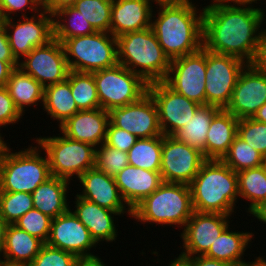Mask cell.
Listing matches in <instances>:
<instances>
[{
    "label": "cell",
    "instance_id": "6da1fadb",
    "mask_svg": "<svg viewBox=\"0 0 266 266\" xmlns=\"http://www.w3.org/2000/svg\"><path fill=\"white\" fill-rule=\"evenodd\" d=\"M204 7L203 48L252 64L256 58L265 9L232 8L211 0ZM261 30H260V29Z\"/></svg>",
    "mask_w": 266,
    "mask_h": 266
},
{
    "label": "cell",
    "instance_id": "7a4b0ae2",
    "mask_svg": "<svg viewBox=\"0 0 266 266\" xmlns=\"http://www.w3.org/2000/svg\"><path fill=\"white\" fill-rule=\"evenodd\" d=\"M156 5L158 16L152 13L151 29L170 61L203 47L204 7L198 11L192 0L157 1Z\"/></svg>",
    "mask_w": 266,
    "mask_h": 266
},
{
    "label": "cell",
    "instance_id": "3957f363",
    "mask_svg": "<svg viewBox=\"0 0 266 266\" xmlns=\"http://www.w3.org/2000/svg\"><path fill=\"white\" fill-rule=\"evenodd\" d=\"M194 211L232 215L239 197L237 173L222 160H206L190 184Z\"/></svg>",
    "mask_w": 266,
    "mask_h": 266
},
{
    "label": "cell",
    "instance_id": "277c9868",
    "mask_svg": "<svg viewBox=\"0 0 266 266\" xmlns=\"http://www.w3.org/2000/svg\"><path fill=\"white\" fill-rule=\"evenodd\" d=\"M116 39L119 64L141 76L148 84L165 80L171 61L151 27L122 34Z\"/></svg>",
    "mask_w": 266,
    "mask_h": 266
},
{
    "label": "cell",
    "instance_id": "5b68a950",
    "mask_svg": "<svg viewBox=\"0 0 266 266\" xmlns=\"http://www.w3.org/2000/svg\"><path fill=\"white\" fill-rule=\"evenodd\" d=\"M190 185L163 182L132 210L137 222L179 226L183 229L193 215Z\"/></svg>",
    "mask_w": 266,
    "mask_h": 266
},
{
    "label": "cell",
    "instance_id": "8992f818",
    "mask_svg": "<svg viewBox=\"0 0 266 266\" xmlns=\"http://www.w3.org/2000/svg\"><path fill=\"white\" fill-rule=\"evenodd\" d=\"M35 146L18 152L7 147L0 159V192L33 193L51 177L46 154L42 157L40 146Z\"/></svg>",
    "mask_w": 266,
    "mask_h": 266
},
{
    "label": "cell",
    "instance_id": "52a82bcc",
    "mask_svg": "<svg viewBox=\"0 0 266 266\" xmlns=\"http://www.w3.org/2000/svg\"><path fill=\"white\" fill-rule=\"evenodd\" d=\"M58 135L34 138V143L44 150L48 158L51 176L71 182L72 176L79 178L88 169L94 168L96 147Z\"/></svg>",
    "mask_w": 266,
    "mask_h": 266
},
{
    "label": "cell",
    "instance_id": "ba28073f",
    "mask_svg": "<svg viewBox=\"0 0 266 266\" xmlns=\"http://www.w3.org/2000/svg\"><path fill=\"white\" fill-rule=\"evenodd\" d=\"M62 44L72 71L92 73L118 64L117 39L111 33L96 31Z\"/></svg>",
    "mask_w": 266,
    "mask_h": 266
},
{
    "label": "cell",
    "instance_id": "9c48e42d",
    "mask_svg": "<svg viewBox=\"0 0 266 266\" xmlns=\"http://www.w3.org/2000/svg\"><path fill=\"white\" fill-rule=\"evenodd\" d=\"M100 108L110 111L139 101L148 93V83L121 64L92 72Z\"/></svg>",
    "mask_w": 266,
    "mask_h": 266
},
{
    "label": "cell",
    "instance_id": "30bf717a",
    "mask_svg": "<svg viewBox=\"0 0 266 266\" xmlns=\"http://www.w3.org/2000/svg\"><path fill=\"white\" fill-rule=\"evenodd\" d=\"M247 64L238 57L206 49V105L225 109L231 100L239 74Z\"/></svg>",
    "mask_w": 266,
    "mask_h": 266
},
{
    "label": "cell",
    "instance_id": "8fae6325",
    "mask_svg": "<svg viewBox=\"0 0 266 266\" xmlns=\"http://www.w3.org/2000/svg\"><path fill=\"white\" fill-rule=\"evenodd\" d=\"M14 22L15 18L5 19L3 25L7 34L12 55L19 62L35 47L47 44L54 38L53 14L42 9L37 14ZM22 57V58H21Z\"/></svg>",
    "mask_w": 266,
    "mask_h": 266
},
{
    "label": "cell",
    "instance_id": "7c38bea8",
    "mask_svg": "<svg viewBox=\"0 0 266 266\" xmlns=\"http://www.w3.org/2000/svg\"><path fill=\"white\" fill-rule=\"evenodd\" d=\"M206 49L171 60L164 82L177 93L206 105Z\"/></svg>",
    "mask_w": 266,
    "mask_h": 266
},
{
    "label": "cell",
    "instance_id": "4fadbf2b",
    "mask_svg": "<svg viewBox=\"0 0 266 266\" xmlns=\"http://www.w3.org/2000/svg\"><path fill=\"white\" fill-rule=\"evenodd\" d=\"M205 161L200 150L163 135L160 166L163 182L190 185Z\"/></svg>",
    "mask_w": 266,
    "mask_h": 266
},
{
    "label": "cell",
    "instance_id": "5bb4252c",
    "mask_svg": "<svg viewBox=\"0 0 266 266\" xmlns=\"http://www.w3.org/2000/svg\"><path fill=\"white\" fill-rule=\"evenodd\" d=\"M23 59L19 67L43 87L66 80L70 72L63 44L55 38L35 47Z\"/></svg>",
    "mask_w": 266,
    "mask_h": 266
},
{
    "label": "cell",
    "instance_id": "9a60e30c",
    "mask_svg": "<svg viewBox=\"0 0 266 266\" xmlns=\"http://www.w3.org/2000/svg\"><path fill=\"white\" fill-rule=\"evenodd\" d=\"M148 93L156 103L163 135L173 136L201 106L174 91L164 81L149 83Z\"/></svg>",
    "mask_w": 266,
    "mask_h": 266
},
{
    "label": "cell",
    "instance_id": "2e32d148",
    "mask_svg": "<svg viewBox=\"0 0 266 266\" xmlns=\"http://www.w3.org/2000/svg\"><path fill=\"white\" fill-rule=\"evenodd\" d=\"M109 121L138 139L163 135L158 109L152 96L147 93L139 101L109 111Z\"/></svg>",
    "mask_w": 266,
    "mask_h": 266
},
{
    "label": "cell",
    "instance_id": "e0dca14e",
    "mask_svg": "<svg viewBox=\"0 0 266 266\" xmlns=\"http://www.w3.org/2000/svg\"><path fill=\"white\" fill-rule=\"evenodd\" d=\"M230 217L225 214L194 211L180 233L183 241L180 255L184 257L204 256L211 244L230 224Z\"/></svg>",
    "mask_w": 266,
    "mask_h": 266
},
{
    "label": "cell",
    "instance_id": "ac0fdd59",
    "mask_svg": "<svg viewBox=\"0 0 266 266\" xmlns=\"http://www.w3.org/2000/svg\"><path fill=\"white\" fill-rule=\"evenodd\" d=\"M266 103V73L247 64L239 74L232 97L225 108L237 119L253 117Z\"/></svg>",
    "mask_w": 266,
    "mask_h": 266
},
{
    "label": "cell",
    "instance_id": "d6986e66",
    "mask_svg": "<svg viewBox=\"0 0 266 266\" xmlns=\"http://www.w3.org/2000/svg\"><path fill=\"white\" fill-rule=\"evenodd\" d=\"M46 243L76 257L95 256L90 250L97 246L86 226L72 213L71 207L66 213L52 219Z\"/></svg>",
    "mask_w": 266,
    "mask_h": 266
},
{
    "label": "cell",
    "instance_id": "ffe728a7",
    "mask_svg": "<svg viewBox=\"0 0 266 266\" xmlns=\"http://www.w3.org/2000/svg\"><path fill=\"white\" fill-rule=\"evenodd\" d=\"M77 180L82 185V194L76 195L116 212H132L123 200L115 178L101 170L88 169Z\"/></svg>",
    "mask_w": 266,
    "mask_h": 266
},
{
    "label": "cell",
    "instance_id": "44dd1931",
    "mask_svg": "<svg viewBox=\"0 0 266 266\" xmlns=\"http://www.w3.org/2000/svg\"><path fill=\"white\" fill-rule=\"evenodd\" d=\"M109 111L102 108L79 110L59 126L61 134L68 138L99 147L105 143Z\"/></svg>",
    "mask_w": 266,
    "mask_h": 266
},
{
    "label": "cell",
    "instance_id": "7402d4cb",
    "mask_svg": "<svg viewBox=\"0 0 266 266\" xmlns=\"http://www.w3.org/2000/svg\"><path fill=\"white\" fill-rule=\"evenodd\" d=\"M75 210L72 213L86 226L95 243L113 242L117 240V229L114 216L124 213L132 217V212H116L97 205L94 202L75 195Z\"/></svg>",
    "mask_w": 266,
    "mask_h": 266
},
{
    "label": "cell",
    "instance_id": "603a6c76",
    "mask_svg": "<svg viewBox=\"0 0 266 266\" xmlns=\"http://www.w3.org/2000/svg\"><path fill=\"white\" fill-rule=\"evenodd\" d=\"M155 0H113L110 33L114 37L151 27Z\"/></svg>",
    "mask_w": 266,
    "mask_h": 266
},
{
    "label": "cell",
    "instance_id": "cb8c5ba5",
    "mask_svg": "<svg viewBox=\"0 0 266 266\" xmlns=\"http://www.w3.org/2000/svg\"><path fill=\"white\" fill-rule=\"evenodd\" d=\"M114 178L123 200L131 210L163 183L160 172L131 165L126 166Z\"/></svg>",
    "mask_w": 266,
    "mask_h": 266
},
{
    "label": "cell",
    "instance_id": "d4e9b609",
    "mask_svg": "<svg viewBox=\"0 0 266 266\" xmlns=\"http://www.w3.org/2000/svg\"><path fill=\"white\" fill-rule=\"evenodd\" d=\"M237 119L225 109H220L212 118L206 136L205 159L222 160L237 136Z\"/></svg>",
    "mask_w": 266,
    "mask_h": 266
},
{
    "label": "cell",
    "instance_id": "484cf974",
    "mask_svg": "<svg viewBox=\"0 0 266 266\" xmlns=\"http://www.w3.org/2000/svg\"><path fill=\"white\" fill-rule=\"evenodd\" d=\"M69 184V180L51 176L32 193L33 207L52 219L66 213L70 209Z\"/></svg>",
    "mask_w": 266,
    "mask_h": 266
},
{
    "label": "cell",
    "instance_id": "4316f807",
    "mask_svg": "<svg viewBox=\"0 0 266 266\" xmlns=\"http://www.w3.org/2000/svg\"><path fill=\"white\" fill-rule=\"evenodd\" d=\"M228 225L211 244L208 252L204 255L211 259L225 261L233 266H242L246 261L243 260L244 252L251 245L253 232L231 231Z\"/></svg>",
    "mask_w": 266,
    "mask_h": 266
},
{
    "label": "cell",
    "instance_id": "83f0119b",
    "mask_svg": "<svg viewBox=\"0 0 266 266\" xmlns=\"http://www.w3.org/2000/svg\"><path fill=\"white\" fill-rule=\"evenodd\" d=\"M43 244L40 239L31 236L16 225L8 224L2 258L11 263L29 265Z\"/></svg>",
    "mask_w": 266,
    "mask_h": 266
},
{
    "label": "cell",
    "instance_id": "f1b7e54d",
    "mask_svg": "<svg viewBox=\"0 0 266 266\" xmlns=\"http://www.w3.org/2000/svg\"><path fill=\"white\" fill-rule=\"evenodd\" d=\"M5 87L22 115L25 107L37 106L40 101L43 105L44 87L20 67L11 71Z\"/></svg>",
    "mask_w": 266,
    "mask_h": 266
},
{
    "label": "cell",
    "instance_id": "f546056e",
    "mask_svg": "<svg viewBox=\"0 0 266 266\" xmlns=\"http://www.w3.org/2000/svg\"><path fill=\"white\" fill-rule=\"evenodd\" d=\"M43 110L50 118L59 122L58 126L79 111L73 99L68 79L44 87Z\"/></svg>",
    "mask_w": 266,
    "mask_h": 266
},
{
    "label": "cell",
    "instance_id": "4dcf8cb0",
    "mask_svg": "<svg viewBox=\"0 0 266 266\" xmlns=\"http://www.w3.org/2000/svg\"><path fill=\"white\" fill-rule=\"evenodd\" d=\"M219 110L220 108L217 106L201 105L193 117L173 137L200 150L205 157L207 132L212 118Z\"/></svg>",
    "mask_w": 266,
    "mask_h": 266
},
{
    "label": "cell",
    "instance_id": "1f68e13d",
    "mask_svg": "<svg viewBox=\"0 0 266 266\" xmlns=\"http://www.w3.org/2000/svg\"><path fill=\"white\" fill-rule=\"evenodd\" d=\"M53 29L54 38L61 43L69 38L96 32L73 5L62 7L53 13Z\"/></svg>",
    "mask_w": 266,
    "mask_h": 266
},
{
    "label": "cell",
    "instance_id": "d6a6232c",
    "mask_svg": "<svg viewBox=\"0 0 266 266\" xmlns=\"http://www.w3.org/2000/svg\"><path fill=\"white\" fill-rule=\"evenodd\" d=\"M239 198L250 202L247 213L255 210L266 200V168L264 165L237 173Z\"/></svg>",
    "mask_w": 266,
    "mask_h": 266
},
{
    "label": "cell",
    "instance_id": "836d02e7",
    "mask_svg": "<svg viewBox=\"0 0 266 266\" xmlns=\"http://www.w3.org/2000/svg\"><path fill=\"white\" fill-rule=\"evenodd\" d=\"M162 144L163 135L137 139L127 152L129 165L160 172Z\"/></svg>",
    "mask_w": 266,
    "mask_h": 266
},
{
    "label": "cell",
    "instance_id": "e575fe53",
    "mask_svg": "<svg viewBox=\"0 0 266 266\" xmlns=\"http://www.w3.org/2000/svg\"><path fill=\"white\" fill-rule=\"evenodd\" d=\"M67 79L70 82V90L79 110L100 108L93 73L70 70Z\"/></svg>",
    "mask_w": 266,
    "mask_h": 266
},
{
    "label": "cell",
    "instance_id": "d590c367",
    "mask_svg": "<svg viewBox=\"0 0 266 266\" xmlns=\"http://www.w3.org/2000/svg\"><path fill=\"white\" fill-rule=\"evenodd\" d=\"M222 161L233 171L238 173L245 169L262 166L264 164V157L249 144L236 136Z\"/></svg>",
    "mask_w": 266,
    "mask_h": 266
},
{
    "label": "cell",
    "instance_id": "8d00e7d4",
    "mask_svg": "<svg viewBox=\"0 0 266 266\" xmlns=\"http://www.w3.org/2000/svg\"><path fill=\"white\" fill-rule=\"evenodd\" d=\"M113 0H78L73 6L95 31L110 33Z\"/></svg>",
    "mask_w": 266,
    "mask_h": 266
},
{
    "label": "cell",
    "instance_id": "74e56055",
    "mask_svg": "<svg viewBox=\"0 0 266 266\" xmlns=\"http://www.w3.org/2000/svg\"><path fill=\"white\" fill-rule=\"evenodd\" d=\"M33 208L32 193L0 192V218L7 224H15Z\"/></svg>",
    "mask_w": 266,
    "mask_h": 266
},
{
    "label": "cell",
    "instance_id": "f35d334b",
    "mask_svg": "<svg viewBox=\"0 0 266 266\" xmlns=\"http://www.w3.org/2000/svg\"><path fill=\"white\" fill-rule=\"evenodd\" d=\"M129 165L128 153L102 143L96 148L95 168L115 177Z\"/></svg>",
    "mask_w": 266,
    "mask_h": 266
},
{
    "label": "cell",
    "instance_id": "ab89813d",
    "mask_svg": "<svg viewBox=\"0 0 266 266\" xmlns=\"http://www.w3.org/2000/svg\"><path fill=\"white\" fill-rule=\"evenodd\" d=\"M237 136L263 157L266 156V123L259 122L252 117L239 119Z\"/></svg>",
    "mask_w": 266,
    "mask_h": 266
},
{
    "label": "cell",
    "instance_id": "60d3db41",
    "mask_svg": "<svg viewBox=\"0 0 266 266\" xmlns=\"http://www.w3.org/2000/svg\"><path fill=\"white\" fill-rule=\"evenodd\" d=\"M51 222L50 216L33 208L20 217L14 225L46 243L50 236Z\"/></svg>",
    "mask_w": 266,
    "mask_h": 266
},
{
    "label": "cell",
    "instance_id": "b9f144b4",
    "mask_svg": "<svg viewBox=\"0 0 266 266\" xmlns=\"http://www.w3.org/2000/svg\"><path fill=\"white\" fill-rule=\"evenodd\" d=\"M76 259L74 254L44 243L28 266H74Z\"/></svg>",
    "mask_w": 266,
    "mask_h": 266
},
{
    "label": "cell",
    "instance_id": "7bdbcfd3",
    "mask_svg": "<svg viewBox=\"0 0 266 266\" xmlns=\"http://www.w3.org/2000/svg\"><path fill=\"white\" fill-rule=\"evenodd\" d=\"M137 139L135 135L115 127L109 121L105 140L106 145L119 149L120 151L128 152Z\"/></svg>",
    "mask_w": 266,
    "mask_h": 266
},
{
    "label": "cell",
    "instance_id": "ee69618b",
    "mask_svg": "<svg viewBox=\"0 0 266 266\" xmlns=\"http://www.w3.org/2000/svg\"><path fill=\"white\" fill-rule=\"evenodd\" d=\"M23 115L17 109L6 87H0V127L16 124Z\"/></svg>",
    "mask_w": 266,
    "mask_h": 266
},
{
    "label": "cell",
    "instance_id": "f6af8a7d",
    "mask_svg": "<svg viewBox=\"0 0 266 266\" xmlns=\"http://www.w3.org/2000/svg\"><path fill=\"white\" fill-rule=\"evenodd\" d=\"M28 9L34 14L38 13L43 9L42 0H0V10L4 20L11 19V14L17 16L19 11L22 13Z\"/></svg>",
    "mask_w": 266,
    "mask_h": 266
},
{
    "label": "cell",
    "instance_id": "bcb514c9",
    "mask_svg": "<svg viewBox=\"0 0 266 266\" xmlns=\"http://www.w3.org/2000/svg\"><path fill=\"white\" fill-rule=\"evenodd\" d=\"M0 60L7 62L13 69L19 67V62L12 55L4 25L0 27Z\"/></svg>",
    "mask_w": 266,
    "mask_h": 266
},
{
    "label": "cell",
    "instance_id": "7dc6e473",
    "mask_svg": "<svg viewBox=\"0 0 266 266\" xmlns=\"http://www.w3.org/2000/svg\"><path fill=\"white\" fill-rule=\"evenodd\" d=\"M263 29L260 35L257 55L252 64L260 71L266 73V29Z\"/></svg>",
    "mask_w": 266,
    "mask_h": 266
},
{
    "label": "cell",
    "instance_id": "c3c4849f",
    "mask_svg": "<svg viewBox=\"0 0 266 266\" xmlns=\"http://www.w3.org/2000/svg\"><path fill=\"white\" fill-rule=\"evenodd\" d=\"M187 258H189L191 266H233L228 262L211 259L206 256H193Z\"/></svg>",
    "mask_w": 266,
    "mask_h": 266
},
{
    "label": "cell",
    "instance_id": "681fc988",
    "mask_svg": "<svg viewBox=\"0 0 266 266\" xmlns=\"http://www.w3.org/2000/svg\"><path fill=\"white\" fill-rule=\"evenodd\" d=\"M78 0H42V8L53 14L58 9L71 6Z\"/></svg>",
    "mask_w": 266,
    "mask_h": 266
},
{
    "label": "cell",
    "instance_id": "f907efd6",
    "mask_svg": "<svg viewBox=\"0 0 266 266\" xmlns=\"http://www.w3.org/2000/svg\"><path fill=\"white\" fill-rule=\"evenodd\" d=\"M216 1L219 4H222V5L226 6V7H232V8H248V9L262 10L259 7L254 8V5L255 4H253V3H256L257 4L258 3L257 1H260V0H216Z\"/></svg>",
    "mask_w": 266,
    "mask_h": 266
},
{
    "label": "cell",
    "instance_id": "816d5d0a",
    "mask_svg": "<svg viewBox=\"0 0 266 266\" xmlns=\"http://www.w3.org/2000/svg\"><path fill=\"white\" fill-rule=\"evenodd\" d=\"M74 266H106L99 256L77 257Z\"/></svg>",
    "mask_w": 266,
    "mask_h": 266
},
{
    "label": "cell",
    "instance_id": "f5cc1de1",
    "mask_svg": "<svg viewBox=\"0 0 266 266\" xmlns=\"http://www.w3.org/2000/svg\"><path fill=\"white\" fill-rule=\"evenodd\" d=\"M13 68L5 61L0 60V87H5Z\"/></svg>",
    "mask_w": 266,
    "mask_h": 266
},
{
    "label": "cell",
    "instance_id": "db71d44e",
    "mask_svg": "<svg viewBox=\"0 0 266 266\" xmlns=\"http://www.w3.org/2000/svg\"><path fill=\"white\" fill-rule=\"evenodd\" d=\"M255 217L261 223L266 224V200L263 201L255 210H253L250 215Z\"/></svg>",
    "mask_w": 266,
    "mask_h": 266
},
{
    "label": "cell",
    "instance_id": "11a10c76",
    "mask_svg": "<svg viewBox=\"0 0 266 266\" xmlns=\"http://www.w3.org/2000/svg\"><path fill=\"white\" fill-rule=\"evenodd\" d=\"M8 224L0 218V256L2 257L5 248L6 229ZM0 257V259H2Z\"/></svg>",
    "mask_w": 266,
    "mask_h": 266
},
{
    "label": "cell",
    "instance_id": "9f6ffc18",
    "mask_svg": "<svg viewBox=\"0 0 266 266\" xmlns=\"http://www.w3.org/2000/svg\"><path fill=\"white\" fill-rule=\"evenodd\" d=\"M168 266H191L190 260L187 257H184L179 254V256L174 260L170 261Z\"/></svg>",
    "mask_w": 266,
    "mask_h": 266
},
{
    "label": "cell",
    "instance_id": "6f0895ef",
    "mask_svg": "<svg viewBox=\"0 0 266 266\" xmlns=\"http://www.w3.org/2000/svg\"><path fill=\"white\" fill-rule=\"evenodd\" d=\"M253 119L266 123V103L263 104L252 117Z\"/></svg>",
    "mask_w": 266,
    "mask_h": 266
},
{
    "label": "cell",
    "instance_id": "680465c9",
    "mask_svg": "<svg viewBox=\"0 0 266 266\" xmlns=\"http://www.w3.org/2000/svg\"><path fill=\"white\" fill-rule=\"evenodd\" d=\"M252 262H245L242 266H266V260L264 257H256Z\"/></svg>",
    "mask_w": 266,
    "mask_h": 266
},
{
    "label": "cell",
    "instance_id": "91938a15",
    "mask_svg": "<svg viewBox=\"0 0 266 266\" xmlns=\"http://www.w3.org/2000/svg\"><path fill=\"white\" fill-rule=\"evenodd\" d=\"M7 147H8V144H7V142L5 143L3 136L0 133V159L2 158Z\"/></svg>",
    "mask_w": 266,
    "mask_h": 266
},
{
    "label": "cell",
    "instance_id": "94428289",
    "mask_svg": "<svg viewBox=\"0 0 266 266\" xmlns=\"http://www.w3.org/2000/svg\"><path fill=\"white\" fill-rule=\"evenodd\" d=\"M0 266H28V265L20 264V263H11V262L0 259Z\"/></svg>",
    "mask_w": 266,
    "mask_h": 266
},
{
    "label": "cell",
    "instance_id": "6125c7cd",
    "mask_svg": "<svg viewBox=\"0 0 266 266\" xmlns=\"http://www.w3.org/2000/svg\"><path fill=\"white\" fill-rule=\"evenodd\" d=\"M3 22H4V18L1 14V10H0V27L3 25Z\"/></svg>",
    "mask_w": 266,
    "mask_h": 266
},
{
    "label": "cell",
    "instance_id": "be15d7a7",
    "mask_svg": "<svg viewBox=\"0 0 266 266\" xmlns=\"http://www.w3.org/2000/svg\"><path fill=\"white\" fill-rule=\"evenodd\" d=\"M156 2L157 1H183V0H155Z\"/></svg>",
    "mask_w": 266,
    "mask_h": 266
},
{
    "label": "cell",
    "instance_id": "e7e4bbea",
    "mask_svg": "<svg viewBox=\"0 0 266 266\" xmlns=\"http://www.w3.org/2000/svg\"><path fill=\"white\" fill-rule=\"evenodd\" d=\"M266 168V156L264 157V164H263Z\"/></svg>",
    "mask_w": 266,
    "mask_h": 266
}]
</instances>
